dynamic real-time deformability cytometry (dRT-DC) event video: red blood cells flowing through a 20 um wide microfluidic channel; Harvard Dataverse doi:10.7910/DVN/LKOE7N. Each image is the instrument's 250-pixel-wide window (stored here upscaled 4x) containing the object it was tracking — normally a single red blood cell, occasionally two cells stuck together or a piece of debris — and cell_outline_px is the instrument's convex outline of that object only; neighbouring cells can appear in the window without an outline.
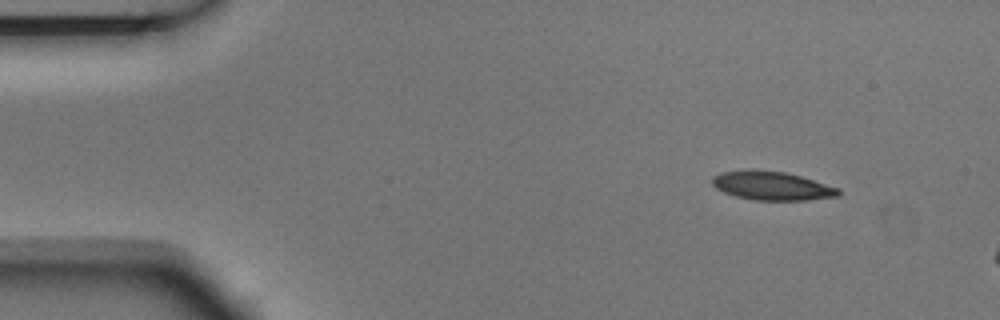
{"species": "Egyptian fruit bat (a non-hibernating species)", "species_latin": "Rousettus aegyptiacus", "temperature_condition": "room temperature", "stored_images_in_passage": 3, "camera_frame_rate_fps": 3000, "um_per_image_px": 0.085, "animal": {"sex": "male"}, "frame": {"image": 1, "passage_image": 1, "time_ms": 0.0, "image_size_px": [1000, 320], "cell_outline_px": [[840, 196], [804, 200], [752, 200], [736, 196], [724, 192], [716, 188], [712, 184], [712, 176], [720, 172], [784, 172], [800, 176], [840, 188]], "centroid_in_image_um": [65.66, 15.83], "position_along_channel_um": 19.3, "area_um2": 20.4}}